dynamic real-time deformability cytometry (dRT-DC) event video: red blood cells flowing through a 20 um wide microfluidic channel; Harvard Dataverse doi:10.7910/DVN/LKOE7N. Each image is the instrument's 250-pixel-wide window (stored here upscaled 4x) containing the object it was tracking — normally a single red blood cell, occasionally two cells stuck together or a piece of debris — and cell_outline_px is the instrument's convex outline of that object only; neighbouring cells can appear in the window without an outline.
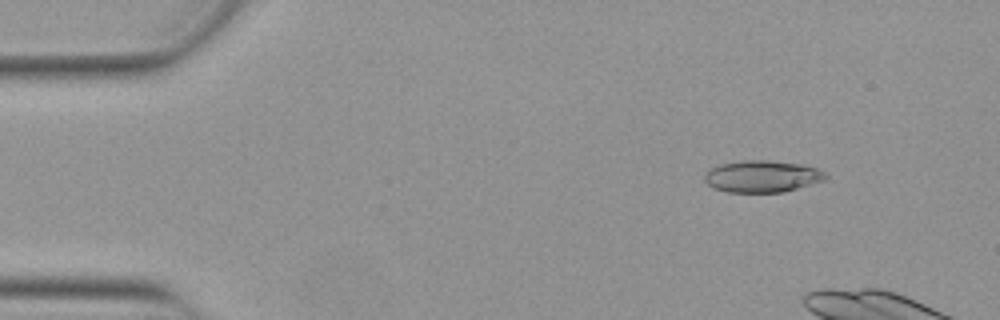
{"species": "Egyptian fruit bat (a non-hibernating species)", "species_latin": "Rousettus aegyptiacus", "temperature_condition": "warm", "stored_images_in_passage": 12, "camera_frame_rate_fps": 3000, "um_per_image_px": 0.085, "animal": {"sex": "female"}, "frame": {"image": 1, "passage_image": 6, "time_ms": 1.667, "image_size_px": [1000, 320], "cell_outline_px": [[828, 176], [824, 180], [784, 192], [728, 192], [712, 188], [704, 180], [704, 176], [708, 168], [720, 164], [744, 160], [764, 160], [800, 164], [820, 168]], "centroid_in_image_um": [64.76, 14.99], "position_along_channel_um": 20.2, "area_um2": 22.54}}